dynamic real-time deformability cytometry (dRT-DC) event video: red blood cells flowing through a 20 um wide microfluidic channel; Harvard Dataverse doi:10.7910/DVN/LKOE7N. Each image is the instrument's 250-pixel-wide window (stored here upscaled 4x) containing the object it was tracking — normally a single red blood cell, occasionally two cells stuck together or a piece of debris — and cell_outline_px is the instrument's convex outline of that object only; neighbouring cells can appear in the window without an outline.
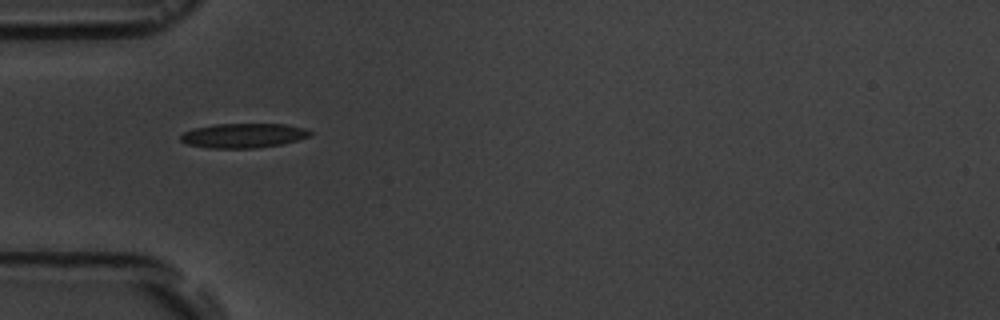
{"species": "common noctule bat (a hibernating species)", "species_latin": "Nyctalus noctula", "temperature_condition": "room temperature", "stored_images_in_passage": 2, "camera_frame_rate_fps": 3000, "um_per_image_px": 0.085, "animal": {"sex": "male", "body_mass_g": 19.5, "forearm_length_mm": 54.6}, "frame": {"image": 1, "passage_image": 1, "time_ms": 0.0, "image_size_px": [1000, 320], "cell_outline_px": [[312, 136], [280, 144], [252, 148], [208, 148], [188, 144], [180, 140], [180, 136], [184, 132], [196, 128], [216, 124], [284, 124], [308, 128], [312, 132]], "centroid_in_image_um": [20.72, 11.52], "position_along_channel_um": 64.3, "area_um2": 18.38}}
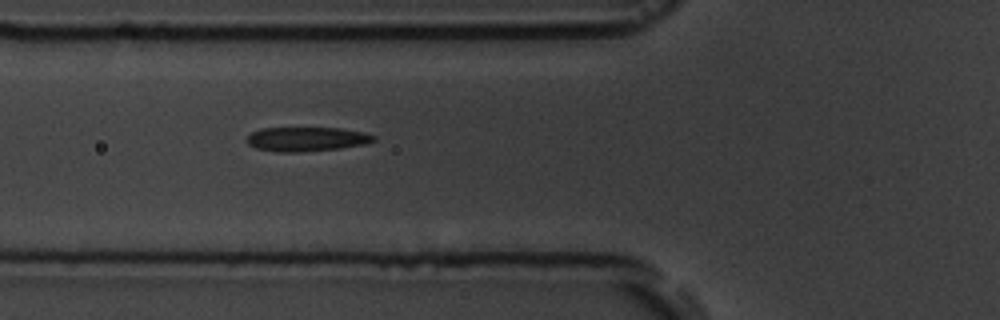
{"frame": {"image": 2, "passage_image": 2, "time_ms": 1.0, "image_size_px": [1000, 320], "cell_outline_px": [[376, 140], [364, 144], [340, 148], [300, 152], [276, 152], [256, 148], [248, 144], [244, 140], [252, 132], [260, 128], [340, 128], [364, 132], [376, 136]], "centroid_in_image_um": [26.04, 11.82], "position_along_channel_um": 99.8, "area_um2": 18.03}}